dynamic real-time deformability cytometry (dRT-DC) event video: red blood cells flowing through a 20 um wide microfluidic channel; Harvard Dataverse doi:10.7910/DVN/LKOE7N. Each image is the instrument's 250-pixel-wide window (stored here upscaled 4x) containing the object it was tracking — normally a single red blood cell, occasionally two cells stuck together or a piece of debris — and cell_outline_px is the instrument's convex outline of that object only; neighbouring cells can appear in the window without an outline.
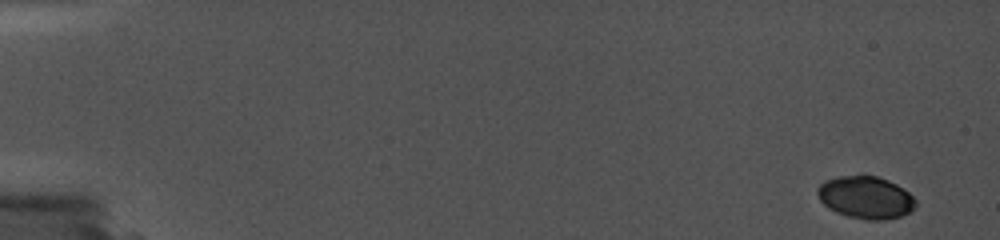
{"species": "common noctule bat (a hibernating species)", "species_latin": "Nyctalus noctula", "temperature_condition": "cold", "stored_images_in_passage": 10, "camera_frame_rate_fps": 5000, "um_per_image_px": 0.085, "animal": {"sex": "female", "body_mass_g": 19.0, "forearm_length_mm": 56.7}, "frame": {"image": 1, "passage_image": 1, "time_ms": 0.0, "image_size_px": [1000, 240], "cell_outline_px": [[916, 208], [900, 216], [880, 220], [864, 220], [848, 216], [836, 212], [828, 208], [820, 200], [816, 192], [816, 188], [824, 180], [836, 176], [876, 176], [888, 180], [904, 188], [916, 200]], "centroid_in_image_um": [73.56, 16.78], "position_along_channel_um": 11.4, "area_um2": 24.33}}